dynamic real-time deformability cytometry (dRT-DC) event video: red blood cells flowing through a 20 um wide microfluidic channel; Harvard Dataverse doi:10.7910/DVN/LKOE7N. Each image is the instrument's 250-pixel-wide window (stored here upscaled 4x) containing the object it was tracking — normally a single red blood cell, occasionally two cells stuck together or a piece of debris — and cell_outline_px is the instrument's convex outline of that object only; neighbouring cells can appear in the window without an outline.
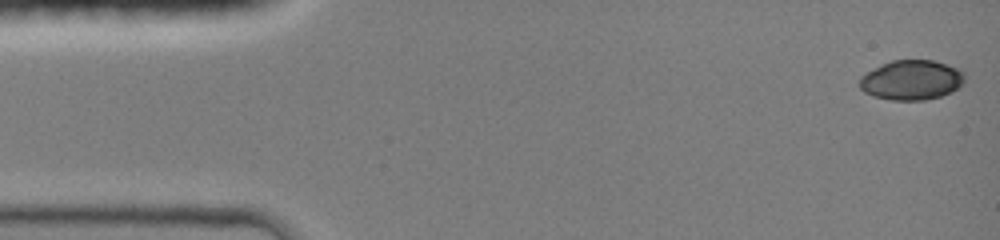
{"species": "common noctule bat (a hibernating species)", "species_latin": "Nyctalus noctula", "temperature_condition": "room temperature", "stored_images_in_passage": 38, "camera_frame_rate_fps": 3000, "um_per_image_px": 0.085, "animal": {"sex": "female", "body_mass_g": 19.0, "forearm_length_mm": 51.5}, "frame": {"image": 1, "passage_image": 1, "time_ms": 0.0, "image_size_px": [1000, 240], "cell_outline_px": [[964, 80], [956, 88], [940, 96], [924, 100], [892, 100], [872, 96], [864, 92], [860, 88], [860, 76], [892, 60], [932, 60], [960, 68], [964, 72]], "centroid_in_image_um": [77.47, 6.8], "position_along_channel_um": 7.5, "area_um2": 24.1}}
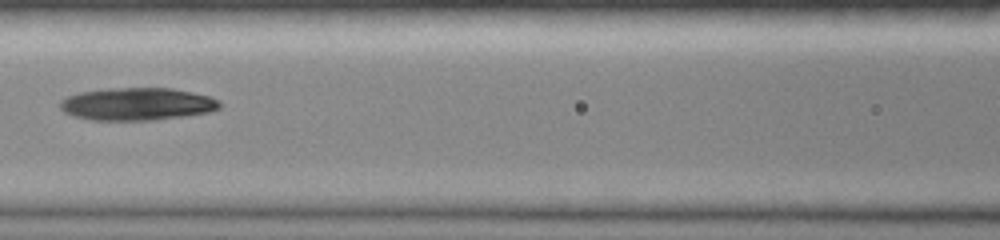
{"frame": {"image": 2, "passage_image": 16, "time_ms": 5.0, "image_size_px": [1000, 240], "cell_outline_px": [[220, 108], [208, 112], [184, 116], [156, 120], [92, 120], [76, 116], [64, 112], [60, 108], [60, 100], [68, 96], [80, 92], [108, 88], [172, 88], [192, 92], [208, 96], [216, 100], [220, 104]], "centroid_in_image_um": [11.63, 8.84], "position_along_channel_um": 155.0, "area_um2": 30.17}}
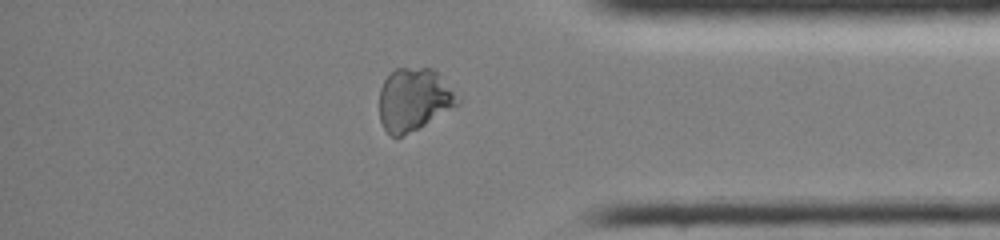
{"frame": {"image": 3, "passage_image": 31, "time_ms": 10.0, "image_size_px": [1000, 240], "cell_outline_px": [[460, 104], [424, 124], [400, 136], [392, 136], [384, 128], [380, 120], [380, 88], [384, 80], [396, 68], [432, 68], [436, 72], [460, 100]], "centroid_in_image_um": [35.15, 8.45], "position_along_channel_um": 400.1, "area_um2": 27.8}, "authors_computed_cell_mechanics": {"area_um2": 28.8133, "velocity_mm_per_s": 4.2565, "shape_relaxation_time_tau1_ms": 5.5627, "shape_relaxation_time_tau2_ms": null, "deformation_change_tau1": 0.1792, "deformation_change_tau2": null}}